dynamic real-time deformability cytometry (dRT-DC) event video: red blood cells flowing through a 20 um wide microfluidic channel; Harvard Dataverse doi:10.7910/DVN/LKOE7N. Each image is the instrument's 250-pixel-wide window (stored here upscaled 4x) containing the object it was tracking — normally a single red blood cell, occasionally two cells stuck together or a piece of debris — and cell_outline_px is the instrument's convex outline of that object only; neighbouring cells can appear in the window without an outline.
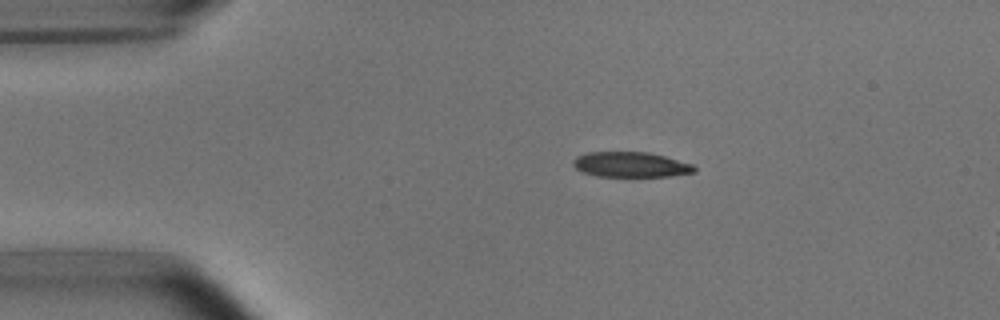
{"species": "common noctule bat (a hibernating species)", "species_latin": "Nyctalus noctula", "temperature_condition": "room temperature", "stored_images_in_passage": 3, "camera_frame_rate_fps": 3000, "um_per_image_px": 0.085, "animal": {"sex": "male", "body_mass_g": 15.6}, "frame": {"image": 1, "passage_image": 1, "time_ms": 0.0, "image_size_px": [1000, 320], "cell_outline_px": [[696, 172], [668, 176], [596, 176], [584, 172], [576, 168], [572, 164], [572, 160], [576, 156], [588, 152], [648, 152], [664, 156], [692, 164], [696, 168]], "centroid_in_image_um": [53.59, 13.98], "position_along_channel_um": 31.4, "area_um2": 17.69}}